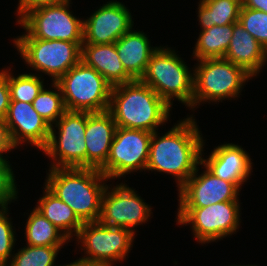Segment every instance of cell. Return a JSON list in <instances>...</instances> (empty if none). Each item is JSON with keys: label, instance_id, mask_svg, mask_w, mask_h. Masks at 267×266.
<instances>
[{"label": "cell", "instance_id": "cell-8", "mask_svg": "<svg viewBox=\"0 0 267 266\" xmlns=\"http://www.w3.org/2000/svg\"><path fill=\"white\" fill-rule=\"evenodd\" d=\"M86 121L87 112L66 111L54 124L58 132L50 127L48 143L42 150L53 160L50 168H86Z\"/></svg>", "mask_w": 267, "mask_h": 266}, {"label": "cell", "instance_id": "cell-17", "mask_svg": "<svg viewBox=\"0 0 267 266\" xmlns=\"http://www.w3.org/2000/svg\"><path fill=\"white\" fill-rule=\"evenodd\" d=\"M201 165L212 174L227 182L237 184L240 188L248 180L252 168L250 155L239 145L232 143L217 146L207 159L202 157Z\"/></svg>", "mask_w": 267, "mask_h": 266}, {"label": "cell", "instance_id": "cell-22", "mask_svg": "<svg viewBox=\"0 0 267 266\" xmlns=\"http://www.w3.org/2000/svg\"><path fill=\"white\" fill-rule=\"evenodd\" d=\"M43 194L35 208L69 240L72 239L78 234L83 222L66 203L61 201L46 186Z\"/></svg>", "mask_w": 267, "mask_h": 266}, {"label": "cell", "instance_id": "cell-13", "mask_svg": "<svg viewBox=\"0 0 267 266\" xmlns=\"http://www.w3.org/2000/svg\"><path fill=\"white\" fill-rule=\"evenodd\" d=\"M134 190L123 183L113 188L107 185L98 221L102 225L123 227L135 233L133 227L147 222L152 208Z\"/></svg>", "mask_w": 267, "mask_h": 266}, {"label": "cell", "instance_id": "cell-19", "mask_svg": "<svg viewBox=\"0 0 267 266\" xmlns=\"http://www.w3.org/2000/svg\"><path fill=\"white\" fill-rule=\"evenodd\" d=\"M224 58L243 67L254 77L264 67L267 51L240 22H236Z\"/></svg>", "mask_w": 267, "mask_h": 266}, {"label": "cell", "instance_id": "cell-28", "mask_svg": "<svg viewBox=\"0 0 267 266\" xmlns=\"http://www.w3.org/2000/svg\"><path fill=\"white\" fill-rule=\"evenodd\" d=\"M10 69L9 67L8 86L10 90V101L32 103L44 87L41 75L24 73L14 77Z\"/></svg>", "mask_w": 267, "mask_h": 266}, {"label": "cell", "instance_id": "cell-9", "mask_svg": "<svg viewBox=\"0 0 267 266\" xmlns=\"http://www.w3.org/2000/svg\"><path fill=\"white\" fill-rule=\"evenodd\" d=\"M70 1L66 0L28 12L19 22L26 33L17 38L64 40L83 43V20L69 11Z\"/></svg>", "mask_w": 267, "mask_h": 266}, {"label": "cell", "instance_id": "cell-11", "mask_svg": "<svg viewBox=\"0 0 267 266\" xmlns=\"http://www.w3.org/2000/svg\"><path fill=\"white\" fill-rule=\"evenodd\" d=\"M135 233L123 227L102 225L99 221L86 222L76 235L82 243L81 250L89 260L100 266H112L114 261H123L133 246ZM113 262V263H112Z\"/></svg>", "mask_w": 267, "mask_h": 266}, {"label": "cell", "instance_id": "cell-21", "mask_svg": "<svg viewBox=\"0 0 267 266\" xmlns=\"http://www.w3.org/2000/svg\"><path fill=\"white\" fill-rule=\"evenodd\" d=\"M115 46L125 71L134 80H140L157 47L150 46V41L144 32L132 29L117 40Z\"/></svg>", "mask_w": 267, "mask_h": 266}, {"label": "cell", "instance_id": "cell-29", "mask_svg": "<svg viewBox=\"0 0 267 266\" xmlns=\"http://www.w3.org/2000/svg\"><path fill=\"white\" fill-rule=\"evenodd\" d=\"M239 22L267 51V13L242 6Z\"/></svg>", "mask_w": 267, "mask_h": 266}, {"label": "cell", "instance_id": "cell-36", "mask_svg": "<svg viewBox=\"0 0 267 266\" xmlns=\"http://www.w3.org/2000/svg\"><path fill=\"white\" fill-rule=\"evenodd\" d=\"M63 266H100V265L94 262H91L89 260L79 258L78 260L71 262L70 264L63 265Z\"/></svg>", "mask_w": 267, "mask_h": 266}, {"label": "cell", "instance_id": "cell-31", "mask_svg": "<svg viewBox=\"0 0 267 266\" xmlns=\"http://www.w3.org/2000/svg\"><path fill=\"white\" fill-rule=\"evenodd\" d=\"M9 160L0 159V203L7 208L12 200L17 199V185Z\"/></svg>", "mask_w": 267, "mask_h": 266}, {"label": "cell", "instance_id": "cell-15", "mask_svg": "<svg viewBox=\"0 0 267 266\" xmlns=\"http://www.w3.org/2000/svg\"><path fill=\"white\" fill-rule=\"evenodd\" d=\"M133 23L122 2L109 1L83 20V44L115 43L132 29Z\"/></svg>", "mask_w": 267, "mask_h": 266}, {"label": "cell", "instance_id": "cell-37", "mask_svg": "<svg viewBox=\"0 0 267 266\" xmlns=\"http://www.w3.org/2000/svg\"><path fill=\"white\" fill-rule=\"evenodd\" d=\"M5 209V207L0 203V213Z\"/></svg>", "mask_w": 267, "mask_h": 266}, {"label": "cell", "instance_id": "cell-2", "mask_svg": "<svg viewBox=\"0 0 267 266\" xmlns=\"http://www.w3.org/2000/svg\"><path fill=\"white\" fill-rule=\"evenodd\" d=\"M45 186L66 203L83 222L100 218L108 178L94 168H50ZM106 184V185H105Z\"/></svg>", "mask_w": 267, "mask_h": 266}, {"label": "cell", "instance_id": "cell-14", "mask_svg": "<svg viewBox=\"0 0 267 266\" xmlns=\"http://www.w3.org/2000/svg\"><path fill=\"white\" fill-rule=\"evenodd\" d=\"M198 169L196 167L195 172L178 190L179 208H203L239 200L241 188L237 184L218 178L207 168L199 175Z\"/></svg>", "mask_w": 267, "mask_h": 266}, {"label": "cell", "instance_id": "cell-4", "mask_svg": "<svg viewBox=\"0 0 267 266\" xmlns=\"http://www.w3.org/2000/svg\"><path fill=\"white\" fill-rule=\"evenodd\" d=\"M193 78L194 73L175 50L160 46L152 53L140 81L150 86L170 107L175 98L192 109Z\"/></svg>", "mask_w": 267, "mask_h": 266}, {"label": "cell", "instance_id": "cell-23", "mask_svg": "<svg viewBox=\"0 0 267 266\" xmlns=\"http://www.w3.org/2000/svg\"><path fill=\"white\" fill-rule=\"evenodd\" d=\"M198 20L202 30L239 22L241 0H200Z\"/></svg>", "mask_w": 267, "mask_h": 266}, {"label": "cell", "instance_id": "cell-35", "mask_svg": "<svg viewBox=\"0 0 267 266\" xmlns=\"http://www.w3.org/2000/svg\"><path fill=\"white\" fill-rule=\"evenodd\" d=\"M242 6L267 13V0H241Z\"/></svg>", "mask_w": 267, "mask_h": 266}, {"label": "cell", "instance_id": "cell-25", "mask_svg": "<svg viewBox=\"0 0 267 266\" xmlns=\"http://www.w3.org/2000/svg\"><path fill=\"white\" fill-rule=\"evenodd\" d=\"M26 221L24 234L27 240V245L62 246L70 241L35 207Z\"/></svg>", "mask_w": 267, "mask_h": 266}, {"label": "cell", "instance_id": "cell-27", "mask_svg": "<svg viewBox=\"0 0 267 266\" xmlns=\"http://www.w3.org/2000/svg\"><path fill=\"white\" fill-rule=\"evenodd\" d=\"M63 246H24L5 266H57L56 257Z\"/></svg>", "mask_w": 267, "mask_h": 266}, {"label": "cell", "instance_id": "cell-33", "mask_svg": "<svg viewBox=\"0 0 267 266\" xmlns=\"http://www.w3.org/2000/svg\"><path fill=\"white\" fill-rule=\"evenodd\" d=\"M63 1L66 0H19L17 8V15L19 16V19H17V22H19L28 12L34 9L49 5H55Z\"/></svg>", "mask_w": 267, "mask_h": 266}, {"label": "cell", "instance_id": "cell-3", "mask_svg": "<svg viewBox=\"0 0 267 266\" xmlns=\"http://www.w3.org/2000/svg\"><path fill=\"white\" fill-rule=\"evenodd\" d=\"M108 111L117 127L151 133L168 121L171 107L140 80L112 87Z\"/></svg>", "mask_w": 267, "mask_h": 266}, {"label": "cell", "instance_id": "cell-5", "mask_svg": "<svg viewBox=\"0 0 267 266\" xmlns=\"http://www.w3.org/2000/svg\"><path fill=\"white\" fill-rule=\"evenodd\" d=\"M192 72L194 73L192 109L204 101L222 102L227 98L238 97L246 81L253 77L243 67L225 58L198 60Z\"/></svg>", "mask_w": 267, "mask_h": 266}, {"label": "cell", "instance_id": "cell-30", "mask_svg": "<svg viewBox=\"0 0 267 266\" xmlns=\"http://www.w3.org/2000/svg\"><path fill=\"white\" fill-rule=\"evenodd\" d=\"M8 207L0 213V266H5L12 257V249L15 244V231L9 214Z\"/></svg>", "mask_w": 267, "mask_h": 266}, {"label": "cell", "instance_id": "cell-16", "mask_svg": "<svg viewBox=\"0 0 267 266\" xmlns=\"http://www.w3.org/2000/svg\"><path fill=\"white\" fill-rule=\"evenodd\" d=\"M5 122L16 147L24 142L40 150L46 147L51 126L33 108L32 103L10 101Z\"/></svg>", "mask_w": 267, "mask_h": 266}, {"label": "cell", "instance_id": "cell-20", "mask_svg": "<svg viewBox=\"0 0 267 266\" xmlns=\"http://www.w3.org/2000/svg\"><path fill=\"white\" fill-rule=\"evenodd\" d=\"M81 60L96 69L112 86L134 81L122 65L115 43L82 44Z\"/></svg>", "mask_w": 267, "mask_h": 266}, {"label": "cell", "instance_id": "cell-18", "mask_svg": "<svg viewBox=\"0 0 267 266\" xmlns=\"http://www.w3.org/2000/svg\"><path fill=\"white\" fill-rule=\"evenodd\" d=\"M116 128L113 116L108 110L87 112L86 168L100 170L106 164Z\"/></svg>", "mask_w": 267, "mask_h": 266}, {"label": "cell", "instance_id": "cell-12", "mask_svg": "<svg viewBox=\"0 0 267 266\" xmlns=\"http://www.w3.org/2000/svg\"><path fill=\"white\" fill-rule=\"evenodd\" d=\"M152 133L117 127L106 164L100 171L110 180L146 170Z\"/></svg>", "mask_w": 267, "mask_h": 266}, {"label": "cell", "instance_id": "cell-38", "mask_svg": "<svg viewBox=\"0 0 267 266\" xmlns=\"http://www.w3.org/2000/svg\"><path fill=\"white\" fill-rule=\"evenodd\" d=\"M231 266H242V265H235V264H234V265H231ZM243 266H255V265H249V264H248V265H243ZM256 266H257V265H256Z\"/></svg>", "mask_w": 267, "mask_h": 266}, {"label": "cell", "instance_id": "cell-34", "mask_svg": "<svg viewBox=\"0 0 267 266\" xmlns=\"http://www.w3.org/2000/svg\"><path fill=\"white\" fill-rule=\"evenodd\" d=\"M17 147L14 145L9 128L5 122V119L0 118V159H5L3 153L9 152L12 149H16Z\"/></svg>", "mask_w": 267, "mask_h": 266}, {"label": "cell", "instance_id": "cell-24", "mask_svg": "<svg viewBox=\"0 0 267 266\" xmlns=\"http://www.w3.org/2000/svg\"><path fill=\"white\" fill-rule=\"evenodd\" d=\"M234 24L215 25L202 30L193 50L195 59L224 58L232 38Z\"/></svg>", "mask_w": 267, "mask_h": 266}, {"label": "cell", "instance_id": "cell-32", "mask_svg": "<svg viewBox=\"0 0 267 266\" xmlns=\"http://www.w3.org/2000/svg\"><path fill=\"white\" fill-rule=\"evenodd\" d=\"M10 104L8 69L0 71V118L5 119Z\"/></svg>", "mask_w": 267, "mask_h": 266}, {"label": "cell", "instance_id": "cell-10", "mask_svg": "<svg viewBox=\"0 0 267 266\" xmlns=\"http://www.w3.org/2000/svg\"><path fill=\"white\" fill-rule=\"evenodd\" d=\"M239 201H225L203 208H178L177 224L192 227L201 244L235 234L240 225Z\"/></svg>", "mask_w": 267, "mask_h": 266}, {"label": "cell", "instance_id": "cell-7", "mask_svg": "<svg viewBox=\"0 0 267 266\" xmlns=\"http://www.w3.org/2000/svg\"><path fill=\"white\" fill-rule=\"evenodd\" d=\"M14 46L25 63L56 82L81 61L82 44L64 40L15 38Z\"/></svg>", "mask_w": 267, "mask_h": 266}, {"label": "cell", "instance_id": "cell-6", "mask_svg": "<svg viewBox=\"0 0 267 266\" xmlns=\"http://www.w3.org/2000/svg\"><path fill=\"white\" fill-rule=\"evenodd\" d=\"M56 83L60 87L67 111L92 113L109 109L113 86L82 60Z\"/></svg>", "mask_w": 267, "mask_h": 266}, {"label": "cell", "instance_id": "cell-26", "mask_svg": "<svg viewBox=\"0 0 267 266\" xmlns=\"http://www.w3.org/2000/svg\"><path fill=\"white\" fill-rule=\"evenodd\" d=\"M53 86V89L57 91L47 90L43 87L32 102L33 108L50 126H53L67 111L59 85L52 81Z\"/></svg>", "mask_w": 267, "mask_h": 266}, {"label": "cell", "instance_id": "cell-1", "mask_svg": "<svg viewBox=\"0 0 267 266\" xmlns=\"http://www.w3.org/2000/svg\"><path fill=\"white\" fill-rule=\"evenodd\" d=\"M157 132L151 136L146 170L174 176L179 189L201 165L204 146L201 131L192 115L174 125L163 136H158Z\"/></svg>", "mask_w": 267, "mask_h": 266}]
</instances>
